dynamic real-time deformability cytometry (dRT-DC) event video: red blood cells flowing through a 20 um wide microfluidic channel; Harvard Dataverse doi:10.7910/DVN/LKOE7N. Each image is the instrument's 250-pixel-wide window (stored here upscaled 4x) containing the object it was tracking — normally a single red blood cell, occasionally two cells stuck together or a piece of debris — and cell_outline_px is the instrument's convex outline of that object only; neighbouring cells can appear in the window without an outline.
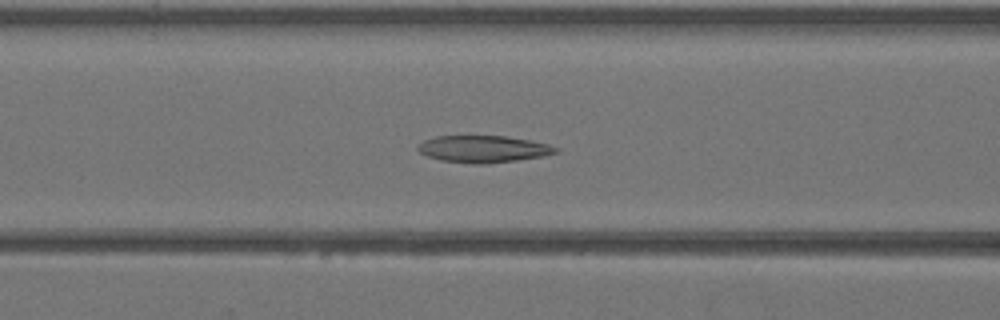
{"species": "Egyptian fruit bat (a non-hibernating species)", "species_latin": "Rousettus aegyptiacus", "temperature_condition": "warm", "stored_images_in_passage": 42, "camera_frame_rate_fps": 3000, "um_per_image_px": 0.085, "animal": {"sex": "female"}, "frame": {"image": 1, "passage_image": 17, "time_ms": 5.333, "image_size_px": [1000, 320], "cell_outline_px": [[560, 148], [556, 152], [544, 156], [516, 160], [484, 164], [472, 164], [440, 160], [428, 156], [420, 152], [416, 148], [424, 140], [436, 136], [504, 136], [528, 140], [548, 144]], "centroid_in_image_um": [41.07, 12.67], "position_along_channel_um": 125.5, "area_um2": 21.5}}
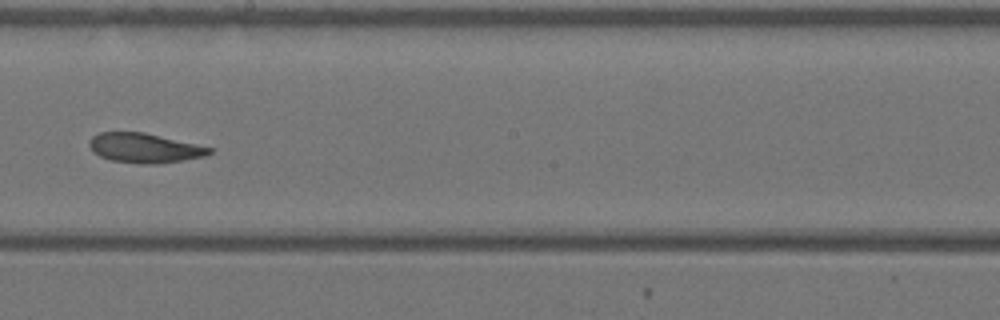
{"frame": {"image": 2, "passage_image": 24, "time_ms": 7.667, "image_size_px": [1000, 320], "cell_outline_px": [[212, 152], [204, 156], [184, 160], [156, 164], [140, 164], [112, 160], [100, 156], [92, 152], [88, 144], [88, 140], [92, 136], [100, 132], [144, 132], [212, 148]], "centroid_in_image_um": [12.23, 12.58], "position_along_channel_um": 236.0, "area_um2": 20.63}}
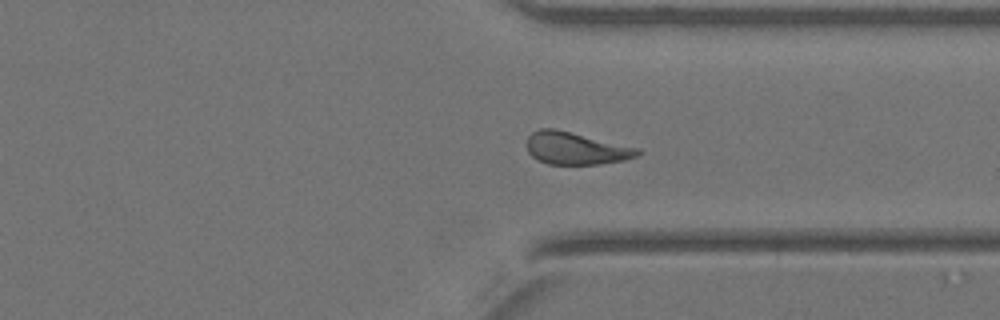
{"frame": {"image": 3, "passage_image": 32, "time_ms": 10.333, "image_size_px": [1000, 320], "cell_outline_px": [[640, 156], [624, 160], [600, 164], [548, 164], [532, 156], [528, 152], [528, 136], [532, 132], [540, 128], [556, 128], [640, 148]], "centroid_in_image_um": [48.98, 12.6], "position_along_channel_um": 362.4, "area_um2": 20.98}}